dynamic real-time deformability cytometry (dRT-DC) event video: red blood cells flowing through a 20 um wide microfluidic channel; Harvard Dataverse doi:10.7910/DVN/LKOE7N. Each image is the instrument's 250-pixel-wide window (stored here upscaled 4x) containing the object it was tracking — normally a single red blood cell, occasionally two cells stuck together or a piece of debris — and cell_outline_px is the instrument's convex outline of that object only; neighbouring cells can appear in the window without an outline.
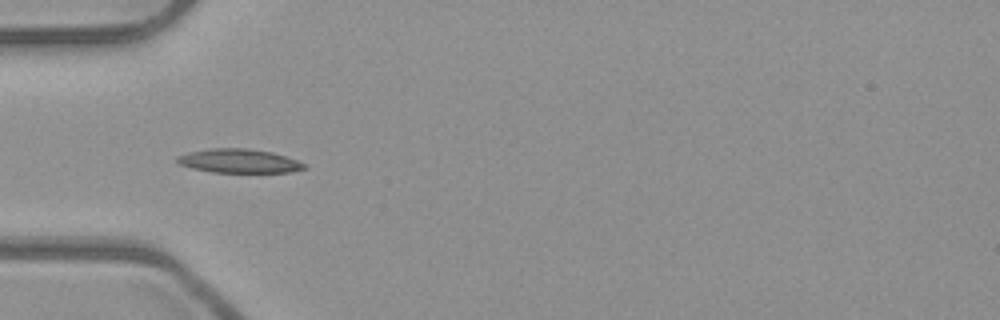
{"species": "common noctule bat (a hibernating species)", "species_latin": "Nyctalus noctula", "temperature_condition": "room temperature", "stored_images_in_passage": 6, "camera_frame_rate_fps": 3000, "um_per_image_px": 0.085, "animal": {"sex": "male", "body_mass_g": 23.1, "forearm_length_mm": 52.7}, "frame": {"image": 1, "passage_image": 3, "time_ms": 0.667, "image_size_px": [1000, 320], "cell_outline_px": [[308, 168], [292, 172], [212, 172], [192, 168], [176, 164], [176, 156], [188, 152], [208, 148], [248, 148], [272, 152], [308, 164]], "centroid_in_image_um": [20.3, 13.68], "position_along_channel_um": 64.7, "area_um2": 17.92}}
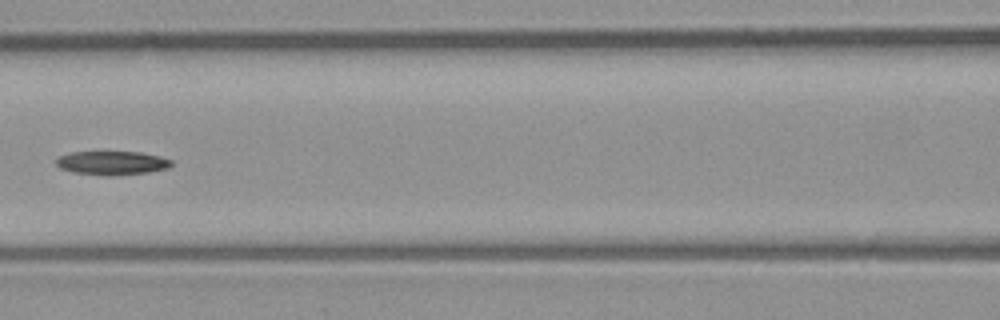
{"frame": {"image": 2, "passage_image": 5, "time_ms": 1.333, "image_size_px": [1000, 320], "cell_outline_px": [[172, 164], [168, 168], [148, 172], [108, 176], [76, 172], [60, 168], [56, 164], [56, 160], [60, 156], [72, 152], [140, 152], [160, 156], [172, 160]], "centroid_in_image_um": [9.55, 13.84], "position_along_channel_um": 157.1, "area_um2": 15.78}}
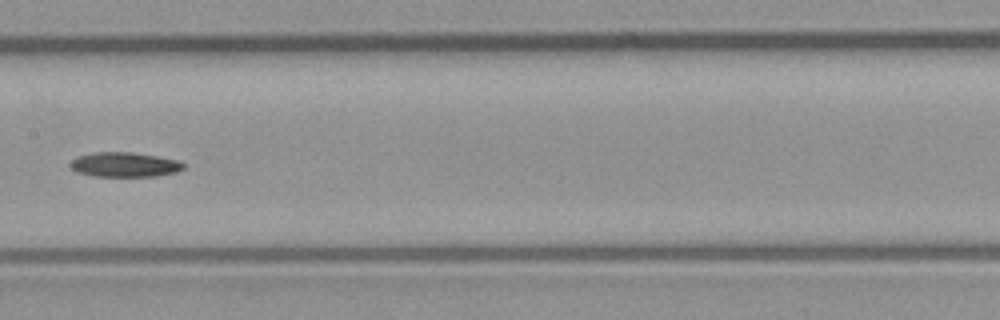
{"frame": {"image": 3, "passage_image": 6, "time_ms": 1.667, "image_size_px": [1000, 320], "cell_outline_px": [[184, 168], [176, 172], [156, 176], [96, 176], [76, 172], [72, 168], [72, 160], [76, 156], [92, 152], [132, 152], [180, 160], [184, 164]], "centroid_in_image_um": [10.6, 13.98], "position_along_channel_um": 196.8, "area_um2": 16.24}}